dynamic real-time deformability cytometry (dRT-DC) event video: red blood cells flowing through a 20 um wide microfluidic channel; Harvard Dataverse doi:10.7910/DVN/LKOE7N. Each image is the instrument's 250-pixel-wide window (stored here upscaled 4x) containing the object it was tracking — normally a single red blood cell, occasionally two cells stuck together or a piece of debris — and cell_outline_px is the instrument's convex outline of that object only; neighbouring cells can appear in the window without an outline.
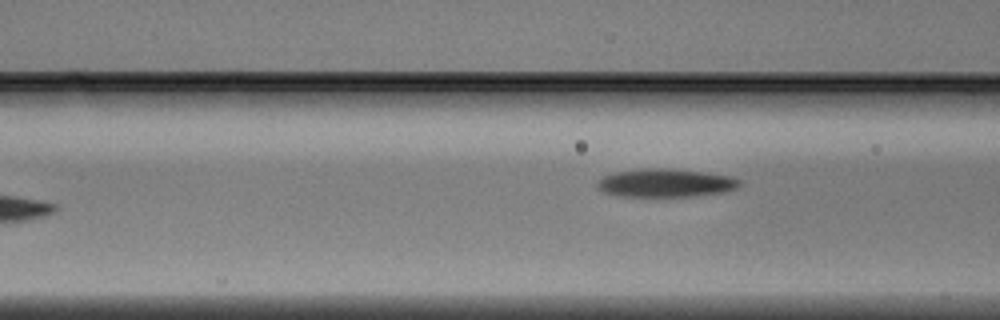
{"species": "Egyptian fruit bat (a non-hibernating species)", "species_latin": "Rousettus aegyptiacus", "temperature_condition": "warm", "stored_images_in_passage": 5, "camera_frame_rate_fps": 3000, "um_per_image_px": 0.085, "animal": {"sex": "male"}, "frame": {"image": 1, "passage_image": 5, "time_ms": 1.333, "image_size_px": [1000, 320], "cell_outline_px": [[744, 184], [736, 188], [724, 192], [696, 196], [616, 196], [604, 192], [596, 188], [596, 180], [604, 176], [616, 172], [640, 168], [668, 168], [704, 172], [728, 176], [740, 180]], "centroid_in_image_um": [56.55, 15.55], "position_along_channel_um": 110.1, "area_um2": 23.64}}